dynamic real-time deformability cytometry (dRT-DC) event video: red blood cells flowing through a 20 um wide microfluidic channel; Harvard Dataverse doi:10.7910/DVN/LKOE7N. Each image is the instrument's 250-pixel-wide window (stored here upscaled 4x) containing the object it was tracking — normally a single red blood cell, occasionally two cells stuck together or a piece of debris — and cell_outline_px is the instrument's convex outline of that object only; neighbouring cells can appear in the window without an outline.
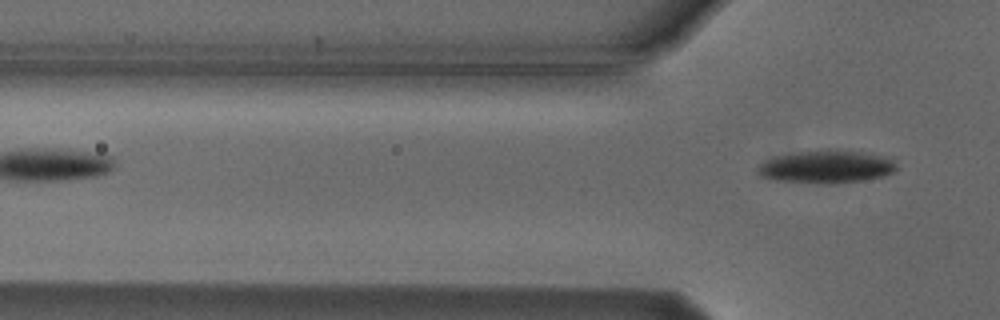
{"species": "Egyptian fruit bat (a non-hibernating species)", "species_latin": "Rousettus aegyptiacus", "temperature_condition": "cold", "stored_images_in_passage": 4, "camera_frame_rate_fps": 3000, "um_per_image_px": 0.085, "animal": {"sex": "male"}, "frame": {"image": 1, "passage_image": 4, "time_ms": 3.667, "image_size_px": [1000, 320], "cell_outline_px": [[896, 168], [892, 172], [884, 176], [864, 180], [836, 184], [816, 184], [772, 180], [756, 176], [756, 168], [764, 160], [776, 156], [800, 152], [860, 152], [892, 160], [896, 164]], "centroid_in_image_um": [70.11, 14.24], "position_along_channel_um": 55.7, "area_um2": 26.01}}